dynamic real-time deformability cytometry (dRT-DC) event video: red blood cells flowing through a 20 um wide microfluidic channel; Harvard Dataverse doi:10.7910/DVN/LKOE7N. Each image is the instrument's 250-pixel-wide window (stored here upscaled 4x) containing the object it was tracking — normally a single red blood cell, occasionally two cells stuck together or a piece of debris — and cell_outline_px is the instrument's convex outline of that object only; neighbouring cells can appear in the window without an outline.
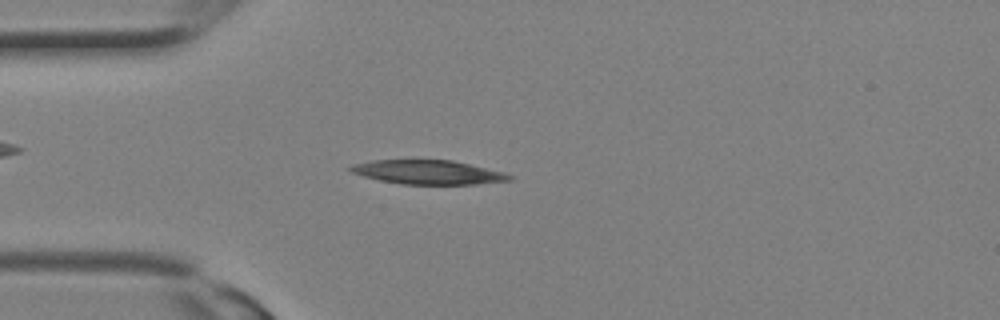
{"species": "Egyptian fruit bat (a non-hibernating species)", "species_latin": "Rousettus aegyptiacus", "temperature_condition": "room temperature", "stored_images_in_passage": 27, "camera_frame_rate_fps": 3000, "um_per_image_px": 0.085, "animal": {"sex": "female"}, "frame": {"image": 1, "passage_image": 6, "time_ms": 1.667, "image_size_px": [1000, 320], "cell_outline_px": [[512, 180], [476, 184], [404, 184], [380, 180], [364, 176], [352, 172], [348, 168], [352, 164], [372, 160], [452, 160], [504, 172], [512, 176]], "centroid_in_image_um": [36.39, 14.63], "position_along_channel_um": 48.6, "area_um2": 22.08}}
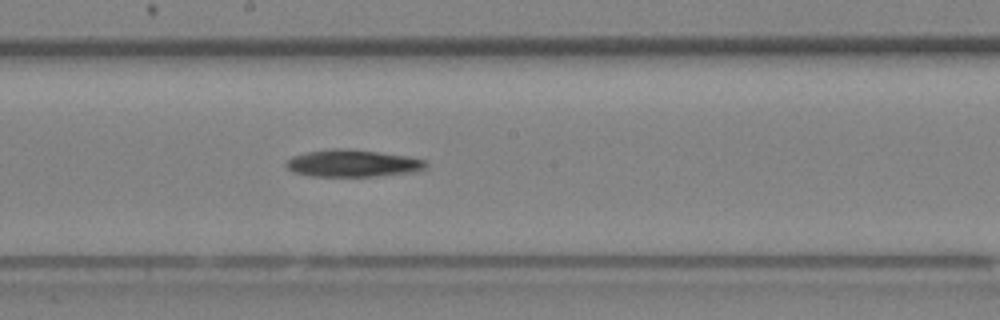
{"frame": {"image": 2, "passage_image": 14, "time_ms": 4.333, "image_size_px": [1000, 320], "cell_outline_px": [[428, 168], [416, 172], [376, 176], [312, 176], [296, 172], [288, 168], [284, 164], [292, 156], [308, 152], [328, 148], [348, 148], [380, 152], [408, 156], [428, 160]], "centroid_in_image_um": [30.06, 13.87], "position_along_channel_um": 218.1, "area_um2": 22.37}}
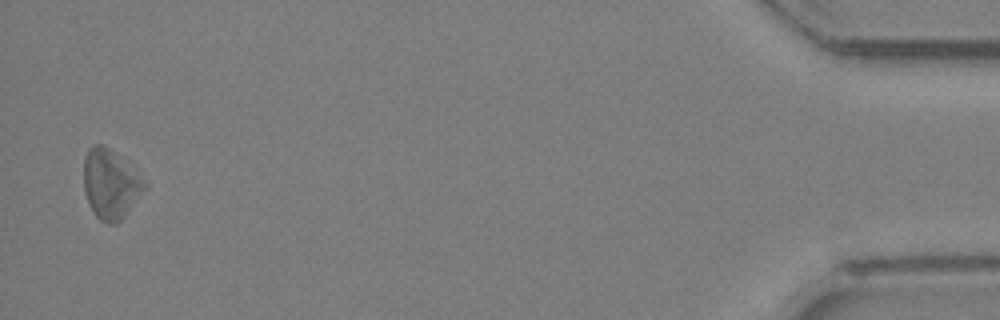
{"frame": {"image": 3, "passage_image": 27, "time_ms": 8.667, "image_size_px": [1000, 320], "cell_outline_px": [[144, 188], [124, 216], [116, 224], [108, 224], [100, 220], [96, 216], [84, 192], [84, 156], [88, 148], [92, 144], [104, 144], [144, 180]], "centroid_in_image_um": [9.32, 15.64], "position_along_channel_um": 425.9, "area_um2": 23.76}}